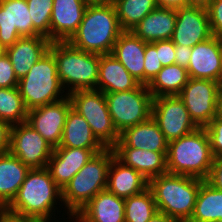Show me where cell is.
Masks as SVG:
<instances>
[{
	"label": "cell",
	"instance_id": "46",
	"mask_svg": "<svg viewBox=\"0 0 222 222\" xmlns=\"http://www.w3.org/2000/svg\"><path fill=\"white\" fill-rule=\"evenodd\" d=\"M212 0H188V6L207 9Z\"/></svg>",
	"mask_w": 222,
	"mask_h": 222
},
{
	"label": "cell",
	"instance_id": "35",
	"mask_svg": "<svg viewBox=\"0 0 222 222\" xmlns=\"http://www.w3.org/2000/svg\"><path fill=\"white\" fill-rule=\"evenodd\" d=\"M163 68L158 57L157 41L146 43L144 54V85H148Z\"/></svg>",
	"mask_w": 222,
	"mask_h": 222
},
{
	"label": "cell",
	"instance_id": "5",
	"mask_svg": "<svg viewBox=\"0 0 222 222\" xmlns=\"http://www.w3.org/2000/svg\"><path fill=\"white\" fill-rule=\"evenodd\" d=\"M49 50L55 57L58 77L67 94L76 90L97 89L98 54L82 51L68 41L52 42Z\"/></svg>",
	"mask_w": 222,
	"mask_h": 222
},
{
	"label": "cell",
	"instance_id": "44",
	"mask_svg": "<svg viewBox=\"0 0 222 222\" xmlns=\"http://www.w3.org/2000/svg\"><path fill=\"white\" fill-rule=\"evenodd\" d=\"M157 7L178 9L188 6V0H155Z\"/></svg>",
	"mask_w": 222,
	"mask_h": 222
},
{
	"label": "cell",
	"instance_id": "41",
	"mask_svg": "<svg viewBox=\"0 0 222 222\" xmlns=\"http://www.w3.org/2000/svg\"><path fill=\"white\" fill-rule=\"evenodd\" d=\"M206 181L214 188L222 191V156L213 158L211 171Z\"/></svg>",
	"mask_w": 222,
	"mask_h": 222
},
{
	"label": "cell",
	"instance_id": "29",
	"mask_svg": "<svg viewBox=\"0 0 222 222\" xmlns=\"http://www.w3.org/2000/svg\"><path fill=\"white\" fill-rule=\"evenodd\" d=\"M189 78L186 68L173 64L163 66L147 86L153 98L178 95Z\"/></svg>",
	"mask_w": 222,
	"mask_h": 222
},
{
	"label": "cell",
	"instance_id": "6",
	"mask_svg": "<svg viewBox=\"0 0 222 222\" xmlns=\"http://www.w3.org/2000/svg\"><path fill=\"white\" fill-rule=\"evenodd\" d=\"M113 155L112 148L95 154L62 190V204L67 216L78 213L94 196L106 189Z\"/></svg>",
	"mask_w": 222,
	"mask_h": 222
},
{
	"label": "cell",
	"instance_id": "34",
	"mask_svg": "<svg viewBox=\"0 0 222 222\" xmlns=\"http://www.w3.org/2000/svg\"><path fill=\"white\" fill-rule=\"evenodd\" d=\"M34 27V36H43L50 40V18L53 0H26Z\"/></svg>",
	"mask_w": 222,
	"mask_h": 222
},
{
	"label": "cell",
	"instance_id": "13",
	"mask_svg": "<svg viewBox=\"0 0 222 222\" xmlns=\"http://www.w3.org/2000/svg\"><path fill=\"white\" fill-rule=\"evenodd\" d=\"M72 107L69 97L28 110L26 122L53 148L59 147L67 114Z\"/></svg>",
	"mask_w": 222,
	"mask_h": 222
},
{
	"label": "cell",
	"instance_id": "50",
	"mask_svg": "<svg viewBox=\"0 0 222 222\" xmlns=\"http://www.w3.org/2000/svg\"><path fill=\"white\" fill-rule=\"evenodd\" d=\"M85 1H87L88 3H96V2H101L104 0H85Z\"/></svg>",
	"mask_w": 222,
	"mask_h": 222
},
{
	"label": "cell",
	"instance_id": "10",
	"mask_svg": "<svg viewBox=\"0 0 222 222\" xmlns=\"http://www.w3.org/2000/svg\"><path fill=\"white\" fill-rule=\"evenodd\" d=\"M178 97L198 128H205L218 115L221 94L216 81L189 78Z\"/></svg>",
	"mask_w": 222,
	"mask_h": 222
},
{
	"label": "cell",
	"instance_id": "8",
	"mask_svg": "<svg viewBox=\"0 0 222 222\" xmlns=\"http://www.w3.org/2000/svg\"><path fill=\"white\" fill-rule=\"evenodd\" d=\"M68 97L72 108L88 122L98 141L105 148H112L120 134L113 124L104 93L97 89L76 90Z\"/></svg>",
	"mask_w": 222,
	"mask_h": 222
},
{
	"label": "cell",
	"instance_id": "23",
	"mask_svg": "<svg viewBox=\"0 0 222 222\" xmlns=\"http://www.w3.org/2000/svg\"><path fill=\"white\" fill-rule=\"evenodd\" d=\"M176 23V9L156 7L131 32L142 41L171 40Z\"/></svg>",
	"mask_w": 222,
	"mask_h": 222
},
{
	"label": "cell",
	"instance_id": "25",
	"mask_svg": "<svg viewBox=\"0 0 222 222\" xmlns=\"http://www.w3.org/2000/svg\"><path fill=\"white\" fill-rule=\"evenodd\" d=\"M140 83L110 54L99 55L97 90L103 93L129 91Z\"/></svg>",
	"mask_w": 222,
	"mask_h": 222
},
{
	"label": "cell",
	"instance_id": "7",
	"mask_svg": "<svg viewBox=\"0 0 222 222\" xmlns=\"http://www.w3.org/2000/svg\"><path fill=\"white\" fill-rule=\"evenodd\" d=\"M18 89L28 110L68 96L58 77L55 57L50 50L19 79Z\"/></svg>",
	"mask_w": 222,
	"mask_h": 222
},
{
	"label": "cell",
	"instance_id": "38",
	"mask_svg": "<svg viewBox=\"0 0 222 222\" xmlns=\"http://www.w3.org/2000/svg\"><path fill=\"white\" fill-rule=\"evenodd\" d=\"M207 13L212 36L222 39V0H212Z\"/></svg>",
	"mask_w": 222,
	"mask_h": 222
},
{
	"label": "cell",
	"instance_id": "4",
	"mask_svg": "<svg viewBox=\"0 0 222 222\" xmlns=\"http://www.w3.org/2000/svg\"><path fill=\"white\" fill-rule=\"evenodd\" d=\"M167 170L171 174L207 180L213 164V154L205 128L168 142Z\"/></svg>",
	"mask_w": 222,
	"mask_h": 222
},
{
	"label": "cell",
	"instance_id": "48",
	"mask_svg": "<svg viewBox=\"0 0 222 222\" xmlns=\"http://www.w3.org/2000/svg\"><path fill=\"white\" fill-rule=\"evenodd\" d=\"M218 115L222 118V95H221L220 100H219Z\"/></svg>",
	"mask_w": 222,
	"mask_h": 222
},
{
	"label": "cell",
	"instance_id": "30",
	"mask_svg": "<svg viewBox=\"0 0 222 222\" xmlns=\"http://www.w3.org/2000/svg\"><path fill=\"white\" fill-rule=\"evenodd\" d=\"M221 219L222 191L204 180L200 185L193 215L188 222H214Z\"/></svg>",
	"mask_w": 222,
	"mask_h": 222
},
{
	"label": "cell",
	"instance_id": "15",
	"mask_svg": "<svg viewBox=\"0 0 222 222\" xmlns=\"http://www.w3.org/2000/svg\"><path fill=\"white\" fill-rule=\"evenodd\" d=\"M211 37L207 9L193 6L176 9V23L171 37L174 44L192 48Z\"/></svg>",
	"mask_w": 222,
	"mask_h": 222
},
{
	"label": "cell",
	"instance_id": "36",
	"mask_svg": "<svg viewBox=\"0 0 222 222\" xmlns=\"http://www.w3.org/2000/svg\"><path fill=\"white\" fill-rule=\"evenodd\" d=\"M205 129L209 136L213 156H222V118L217 115Z\"/></svg>",
	"mask_w": 222,
	"mask_h": 222
},
{
	"label": "cell",
	"instance_id": "42",
	"mask_svg": "<svg viewBox=\"0 0 222 222\" xmlns=\"http://www.w3.org/2000/svg\"><path fill=\"white\" fill-rule=\"evenodd\" d=\"M191 47L175 44V63L184 68H188L190 55H191Z\"/></svg>",
	"mask_w": 222,
	"mask_h": 222
},
{
	"label": "cell",
	"instance_id": "51",
	"mask_svg": "<svg viewBox=\"0 0 222 222\" xmlns=\"http://www.w3.org/2000/svg\"><path fill=\"white\" fill-rule=\"evenodd\" d=\"M5 53V49L0 45V57Z\"/></svg>",
	"mask_w": 222,
	"mask_h": 222
},
{
	"label": "cell",
	"instance_id": "17",
	"mask_svg": "<svg viewBox=\"0 0 222 222\" xmlns=\"http://www.w3.org/2000/svg\"><path fill=\"white\" fill-rule=\"evenodd\" d=\"M187 71L190 78L218 82L222 72V39L212 36L192 47Z\"/></svg>",
	"mask_w": 222,
	"mask_h": 222
},
{
	"label": "cell",
	"instance_id": "12",
	"mask_svg": "<svg viewBox=\"0 0 222 222\" xmlns=\"http://www.w3.org/2000/svg\"><path fill=\"white\" fill-rule=\"evenodd\" d=\"M151 116L168 142L190 134L198 128L178 95L153 98Z\"/></svg>",
	"mask_w": 222,
	"mask_h": 222
},
{
	"label": "cell",
	"instance_id": "39",
	"mask_svg": "<svg viewBox=\"0 0 222 222\" xmlns=\"http://www.w3.org/2000/svg\"><path fill=\"white\" fill-rule=\"evenodd\" d=\"M157 52L163 66L175 63V44L171 40L157 41Z\"/></svg>",
	"mask_w": 222,
	"mask_h": 222
},
{
	"label": "cell",
	"instance_id": "14",
	"mask_svg": "<svg viewBox=\"0 0 222 222\" xmlns=\"http://www.w3.org/2000/svg\"><path fill=\"white\" fill-rule=\"evenodd\" d=\"M23 36H34L27 1L0 0V45L6 49Z\"/></svg>",
	"mask_w": 222,
	"mask_h": 222
},
{
	"label": "cell",
	"instance_id": "2",
	"mask_svg": "<svg viewBox=\"0 0 222 222\" xmlns=\"http://www.w3.org/2000/svg\"><path fill=\"white\" fill-rule=\"evenodd\" d=\"M60 202L62 203V190L56 185L48 169L35 168L28 171L15 198L7 208L50 222L57 220L53 216L56 215L55 210L59 213L57 203L64 208Z\"/></svg>",
	"mask_w": 222,
	"mask_h": 222
},
{
	"label": "cell",
	"instance_id": "32",
	"mask_svg": "<svg viewBox=\"0 0 222 222\" xmlns=\"http://www.w3.org/2000/svg\"><path fill=\"white\" fill-rule=\"evenodd\" d=\"M27 115L18 87L0 88V119L13 126L26 122Z\"/></svg>",
	"mask_w": 222,
	"mask_h": 222
},
{
	"label": "cell",
	"instance_id": "3",
	"mask_svg": "<svg viewBox=\"0 0 222 222\" xmlns=\"http://www.w3.org/2000/svg\"><path fill=\"white\" fill-rule=\"evenodd\" d=\"M204 180L179 174L165 173L148 181L157 210L180 222L193 215L200 185Z\"/></svg>",
	"mask_w": 222,
	"mask_h": 222
},
{
	"label": "cell",
	"instance_id": "33",
	"mask_svg": "<svg viewBox=\"0 0 222 222\" xmlns=\"http://www.w3.org/2000/svg\"><path fill=\"white\" fill-rule=\"evenodd\" d=\"M156 212L157 206L149 188L140 194L125 198V222H148Z\"/></svg>",
	"mask_w": 222,
	"mask_h": 222
},
{
	"label": "cell",
	"instance_id": "37",
	"mask_svg": "<svg viewBox=\"0 0 222 222\" xmlns=\"http://www.w3.org/2000/svg\"><path fill=\"white\" fill-rule=\"evenodd\" d=\"M18 81L10 58L6 53L0 57V88L18 87Z\"/></svg>",
	"mask_w": 222,
	"mask_h": 222
},
{
	"label": "cell",
	"instance_id": "27",
	"mask_svg": "<svg viewBox=\"0 0 222 222\" xmlns=\"http://www.w3.org/2000/svg\"><path fill=\"white\" fill-rule=\"evenodd\" d=\"M56 148L106 149L94 136L84 117L72 107L66 117L61 142Z\"/></svg>",
	"mask_w": 222,
	"mask_h": 222
},
{
	"label": "cell",
	"instance_id": "26",
	"mask_svg": "<svg viewBox=\"0 0 222 222\" xmlns=\"http://www.w3.org/2000/svg\"><path fill=\"white\" fill-rule=\"evenodd\" d=\"M148 188V181L135 169L124 165L114 155L107 178L106 189L117 197L128 198Z\"/></svg>",
	"mask_w": 222,
	"mask_h": 222
},
{
	"label": "cell",
	"instance_id": "49",
	"mask_svg": "<svg viewBox=\"0 0 222 222\" xmlns=\"http://www.w3.org/2000/svg\"><path fill=\"white\" fill-rule=\"evenodd\" d=\"M218 86H219L220 94L222 95V72L218 80Z\"/></svg>",
	"mask_w": 222,
	"mask_h": 222
},
{
	"label": "cell",
	"instance_id": "31",
	"mask_svg": "<svg viewBox=\"0 0 222 222\" xmlns=\"http://www.w3.org/2000/svg\"><path fill=\"white\" fill-rule=\"evenodd\" d=\"M116 10L123 31H131L157 5L155 0H110Z\"/></svg>",
	"mask_w": 222,
	"mask_h": 222
},
{
	"label": "cell",
	"instance_id": "21",
	"mask_svg": "<svg viewBox=\"0 0 222 222\" xmlns=\"http://www.w3.org/2000/svg\"><path fill=\"white\" fill-rule=\"evenodd\" d=\"M125 199L107 189L94 196L75 216L80 222H125Z\"/></svg>",
	"mask_w": 222,
	"mask_h": 222
},
{
	"label": "cell",
	"instance_id": "45",
	"mask_svg": "<svg viewBox=\"0 0 222 222\" xmlns=\"http://www.w3.org/2000/svg\"><path fill=\"white\" fill-rule=\"evenodd\" d=\"M148 222H180L178 219L168 216L162 212H156Z\"/></svg>",
	"mask_w": 222,
	"mask_h": 222
},
{
	"label": "cell",
	"instance_id": "1",
	"mask_svg": "<svg viewBox=\"0 0 222 222\" xmlns=\"http://www.w3.org/2000/svg\"><path fill=\"white\" fill-rule=\"evenodd\" d=\"M122 32L113 3L104 0L87 5L77 31L68 42L82 51L110 54Z\"/></svg>",
	"mask_w": 222,
	"mask_h": 222
},
{
	"label": "cell",
	"instance_id": "16",
	"mask_svg": "<svg viewBox=\"0 0 222 222\" xmlns=\"http://www.w3.org/2000/svg\"><path fill=\"white\" fill-rule=\"evenodd\" d=\"M104 149L54 148L46 168L56 185L63 190L95 154Z\"/></svg>",
	"mask_w": 222,
	"mask_h": 222
},
{
	"label": "cell",
	"instance_id": "28",
	"mask_svg": "<svg viewBox=\"0 0 222 222\" xmlns=\"http://www.w3.org/2000/svg\"><path fill=\"white\" fill-rule=\"evenodd\" d=\"M30 168L9 152L0 154V207L15 198Z\"/></svg>",
	"mask_w": 222,
	"mask_h": 222
},
{
	"label": "cell",
	"instance_id": "43",
	"mask_svg": "<svg viewBox=\"0 0 222 222\" xmlns=\"http://www.w3.org/2000/svg\"><path fill=\"white\" fill-rule=\"evenodd\" d=\"M11 127L9 123L0 119V154L9 151Z\"/></svg>",
	"mask_w": 222,
	"mask_h": 222
},
{
	"label": "cell",
	"instance_id": "22",
	"mask_svg": "<svg viewBox=\"0 0 222 222\" xmlns=\"http://www.w3.org/2000/svg\"><path fill=\"white\" fill-rule=\"evenodd\" d=\"M112 150L120 162L138 171L147 181L168 172L167 153L136 148H112Z\"/></svg>",
	"mask_w": 222,
	"mask_h": 222
},
{
	"label": "cell",
	"instance_id": "24",
	"mask_svg": "<svg viewBox=\"0 0 222 222\" xmlns=\"http://www.w3.org/2000/svg\"><path fill=\"white\" fill-rule=\"evenodd\" d=\"M146 43L131 31H123L114 44L112 54L126 70L144 85V54Z\"/></svg>",
	"mask_w": 222,
	"mask_h": 222
},
{
	"label": "cell",
	"instance_id": "47",
	"mask_svg": "<svg viewBox=\"0 0 222 222\" xmlns=\"http://www.w3.org/2000/svg\"><path fill=\"white\" fill-rule=\"evenodd\" d=\"M68 219H70L69 221L70 222H80V220L75 216V215H70L69 217H67ZM50 222H56V221H50ZM62 222V221H61ZM63 222H67V220L66 221H63Z\"/></svg>",
	"mask_w": 222,
	"mask_h": 222
},
{
	"label": "cell",
	"instance_id": "9",
	"mask_svg": "<svg viewBox=\"0 0 222 222\" xmlns=\"http://www.w3.org/2000/svg\"><path fill=\"white\" fill-rule=\"evenodd\" d=\"M113 124L120 134L147 121L152 115L153 97L147 85L129 91L104 93Z\"/></svg>",
	"mask_w": 222,
	"mask_h": 222
},
{
	"label": "cell",
	"instance_id": "11",
	"mask_svg": "<svg viewBox=\"0 0 222 222\" xmlns=\"http://www.w3.org/2000/svg\"><path fill=\"white\" fill-rule=\"evenodd\" d=\"M53 147L28 122L11 127L9 153L30 169L45 168Z\"/></svg>",
	"mask_w": 222,
	"mask_h": 222
},
{
	"label": "cell",
	"instance_id": "19",
	"mask_svg": "<svg viewBox=\"0 0 222 222\" xmlns=\"http://www.w3.org/2000/svg\"><path fill=\"white\" fill-rule=\"evenodd\" d=\"M112 148H136L167 153L168 141L152 116L145 122L125 129Z\"/></svg>",
	"mask_w": 222,
	"mask_h": 222
},
{
	"label": "cell",
	"instance_id": "20",
	"mask_svg": "<svg viewBox=\"0 0 222 222\" xmlns=\"http://www.w3.org/2000/svg\"><path fill=\"white\" fill-rule=\"evenodd\" d=\"M51 43L43 36H23L5 49L18 79L24 77L31 67L49 51Z\"/></svg>",
	"mask_w": 222,
	"mask_h": 222
},
{
	"label": "cell",
	"instance_id": "40",
	"mask_svg": "<svg viewBox=\"0 0 222 222\" xmlns=\"http://www.w3.org/2000/svg\"><path fill=\"white\" fill-rule=\"evenodd\" d=\"M0 222H46L33 216L23 215L0 207Z\"/></svg>",
	"mask_w": 222,
	"mask_h": 222
},
{
	"label": "cell",
	"instance_id": "18",
	"mask_svg": "<svg viewBox=\"0 0 222 222\" xmlns=\"http://www.w3.org/2000/svg\"><path fill=\"white\" fill-rule=\"evenodd\" d=\"M88 4L85 0H53L50 41H68L77 31Z\"/></svg>",
	"mask_w": 222,
	"mask_h": 222
}]
</instances>
